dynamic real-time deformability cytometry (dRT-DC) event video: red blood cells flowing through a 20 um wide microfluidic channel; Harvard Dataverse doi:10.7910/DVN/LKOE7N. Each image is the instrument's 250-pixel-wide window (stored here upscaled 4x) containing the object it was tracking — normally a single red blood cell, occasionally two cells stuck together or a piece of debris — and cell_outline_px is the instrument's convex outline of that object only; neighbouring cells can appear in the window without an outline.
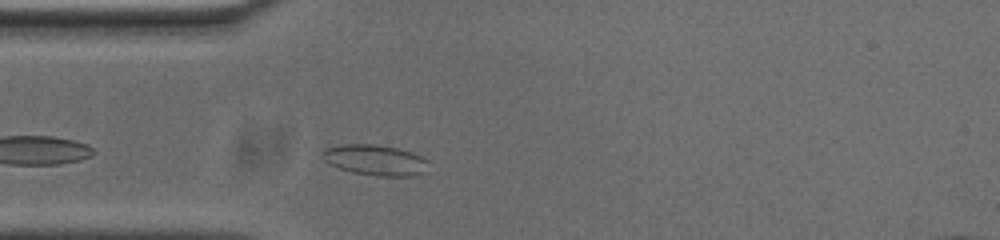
{"species": "common noctule bat (a hibernating species)", "species_latin": "Nyctalus noctula", "temperature_condition": "cold", "stored_images_in_passage": 30, "camera_frame_rate_fps": 3000, "um_per_image_px": 0.085, "animal": {"sex": "male", "body_mass_g": 20.0, "forearm_length_mm": 53.3}, "frame": {"image": 1, "passage_image": 1, "time_ms": 0.0, "image_size_px": [1000, 240], "cell_outline_px": [[428, 172], [416, 176], [376, 176], [352, 172], [328, 164], [320, 156], [324, 148], [344, 144], [372, 144], [396, 148], [412, 152], [428, 160]], "centroid_in_image_um": [31.91, 13.62], "position_along_channel_um": 53.1, "area_um2": 19.19}}
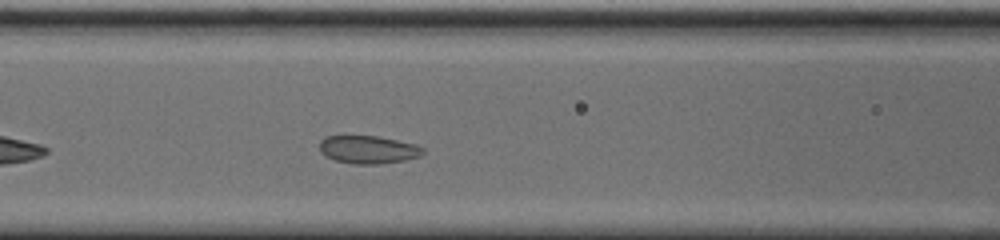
{"frame": {"image": 2, "passage_image": 8, "time_ms": 2.333, "image_size_px": [1000, 240], "cell_outline_px": [[424, 152], [420, 156], [404, 160], [376, 164], [352, 164], [336, 160], [320, 152], [320, 140], [324, 136], [376, 136], [396, 140], [412, 144], [424, 148]], "centroid_in_image_um": [31.27, 12.71], "position_along_channel_um": 135.3, "area_um2": 16.59}}
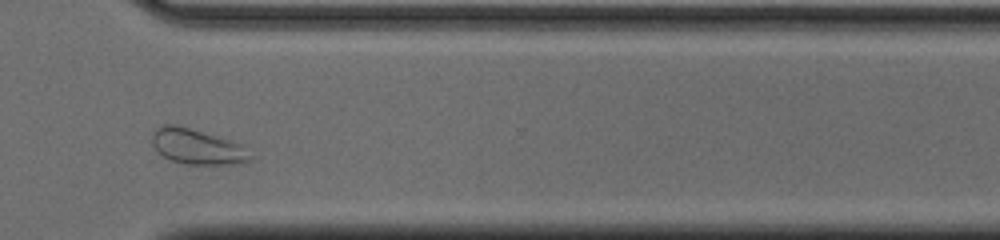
{"frame": {"image": 3, "passage_image": 26, "time_ms": 8.333, "image_size_px": [1000, 240], "cell_outline_px": [[252, 160], [240, 164], [188, 164], [172, 160], [164, 156], [152, 144], [152, 132], [156, 128], [164, 124], [176, 124], [232, 140], [244, 144]], "centroid_in_image_um": [16.79, 12.45], "position_along_channel_um": 353.8, "area_um2": 20.23}}